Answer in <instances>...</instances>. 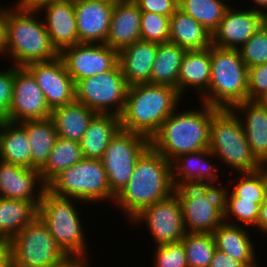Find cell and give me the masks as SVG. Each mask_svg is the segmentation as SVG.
I'll use <instances>...</instances> for the list:
<instances>
[{"label":"cell","instance_id":"cell-54","mask_svg":"<svg viewBox=\"0 0 267 267\" xmlns=\"http://www.w3.org/2000/svg\"><path fill=\"white\" fill-rule=\"evenodd\" d=\"M100 1L116 2V1H119V0H100Z\"/></svg>","mask_w":267,"mask_h":267},{"label":"cell","instance_id":"cell-50","mask_svg":"<svg viewBox=\"0 0 267 267\" xmlns=\"http://www.w3.org/2000/svg\"><path fill=\"white\" fill-rule=\"evenodd\" d=\"M24 6L31 8V9H38L40 6L50 3V2H57V1H64V0H19Z\"/></svg>","mask_w":267,"mask_h":267},{"label":"cell","instance_id":"cell-12","mask_svg":"<svg viewBox=\"0 0 267 267\" xmlns=\"http://www.w3.org/2000/svg\"><path fill=\"white\" fill-rule=\"evenodd\" d=\"M149 147L150 140L145 136L124 130L109 142L101 161L115 197L127 185L138 158Z\"/></svg>","mask_w":267,"mask_h":267},{"label":"cell","instance_id":"cell-9","mask_svg":"<svg viewBox=\"0 0 267 267\" xmlns=\"http://www.w3.org/2000/svg\"><path fill=\"white\" fill-rule=\"evenodd\" d=\"M47 189L59 197L75 198L81 202L115 201L101 159L83 158L63 170L47 185Z\"/></svg>","mask_w":267,"mask_h":267},{"label":"cell","instance_id":"cell-8","mask_svg":"<svg viewBox=\"0 0 267 267\" xmlns=\"http://www.w3.org/2000/svg\"><path fill=\"white\" fill-rule=\"evenodd\" d=\"M75 201L81 200L59 197L46 189L38 206V217L66 255L87 256L88 245Z\"/></svg>","mask_w":267,"mask_h":267},{"label":"cell","instance_id":"cell-40","mask_svg":"<svg viewBox=\"0 0 267 267\" xmlns=\"http://www.w3.org/2000/svg\"><path fill=\"white\" fill-rule=\"evenodd\" d=\"M238 50L247 68L267 63V20Z\"/></svg>","mask_w":267,"mask_h":267},{"label":"cell","instance_id":"cell-6","mask_svg":"<svg viewBox=\"0 0 267 267\" xmlns=\"http://www.w3.org/2000/svg\"><path fill=\"white\" fill-rule=\"evenodd\" d=\"M209 150L232 168L230 172L251 173L264 167L253 154L240 117L232 109H219L213 115Z\"/></svg>","mask_w":267,"mask_h":267},{"label":"cell","instance_id":"cell-53","mask_svg":"<svg viewBox=\"0 0 267 267\" xmlns=\"http://www.w3.org/2000/svg\"><path fill=\"white\" fill-rule=\"evenodd\" d=\"M243 267H262L259 265V263H257L256 261L250 265H246V266H243Z\"/></svg>","mask_w":267,"mask_h":267},{"label":"cell","instance_id":"cell-21","mask_svg":"<svg viewBox=\"0 0 267 267\" xmlns=\"http://www.w3.org/2000/svg\"><path fill=\"white\" fill-rule=\"evenodd\" d=\"M209 158L215 160V155L209 148L176 157L171 162L174 188L201 183H218L219 167L217 166L219 165L211 163Z\"/></svg>","mask_w":267,"mask_h":267},{"label":"cell","instance_id":"cell-14","mask_svg":"<svg viewBox=\"0 0 267 267\" xmlns=\"http://www.w3.org/2000/svg\"><path fill=\"white\" fill-rule=\"evenodd\" d=\"M44 93L25 66H14L13 95L6 121L44 120L51 116Z\"/></svg>","mask_w":267,"mask_h":267},{"label":"cell","instance_id":"cell-15","mask_svg":"<svg viewBox=\"0 0 267 267\" xmlns=\"http://www.w3.org/2000/svg\"><path fill=\"white\" fill-rule=\"evenodd\" d=\"M59 56L75 84L81 79L107 72L118 63V52L98 43H77L64 48Z\"/></svg>","mask_w":267,"mask_h":267},{"label":"cell","instance_id":"cell-49","mask_svg":"<svg viewBox=\"0 0 267 267\" xmlns=\"http://www.w3.org/2000/svg\"><path fill=\"white\" fill-rule=\"evenodd\" d=\"M0 267H13L12 252L6 243H0Z\"/></svg>","mask_w":267,"mask_h":267},{"label":"cell","instance_id":"cell-24","mask_svg":"<svg viewBox=\"0 0 267 267\" xmlns=\"http://www.w3.org/2000/svg\"><path fill=\"white\" fill-rule=\"evenodd\" d=\"M232 110L240 117L253 154L267 166V108L258 101L246 100L236 104Z\"/></svg>","mask_w":267,"mask_h":267},{"label":"cell","instance_id":"cell-46","mask_svg":"<svg viewBox=\"0 0 267 267\" xmlns=\"http://www.w3.org/2000/svg\"><path fill=\"white\" fill-rule=\"evenodd\" d=\"M87 256L66 255L62 260L51 267H89Z\"/></svg>","mask_w":267,"mask_h":267},{"label":"cell","instance_id":"cell-5","mask_svg":"<svg viewBox=\"0 0 267 267\" xmlns=\"http://www.w3.org/2000/svg\"><path fill=\"white\" fill-rule=\"evenodd\" d=\"M211 78L200 102L218 109H232L248 100V68L239 50L210 46Z\"/></svg>","mask_w":267,"mask_h":267},{"label":"cell","instance_id":"cell-35","mask_svg":"<svg viewBox=\"0 0 267 267\" xmlns=\"http://www.w3.org/2000/svg\"><path fill=\"white\" fill-rule=\"evenodd\" d=\"M178 8L192 16L211 34L230 7L225 0H178Z\"/></svg>","mask_w":267,"mask_h":267},{"label":"cell","instance_id":"cell-45","mask_svg":"<svg viewBox=\"0 0 267 267\" xmlns=\"http://www.w3.org/2000/svg\"><path fill=\"white\" fill-rule=\"evenodd\" d=\"M244 265L234 260L231 256L216 249L209 267H243Z\"/></svg>","mask_w":267,"mask_h":267},{"label":"cell","instance_id":"cell-20","mask_svg":"<svg viewBox=\"0 0 267 267\" xmlns=\"http://www.w3.org/2000/svg\"><path fill=\"white\" fill-rule=\"evenodd\" d=\"M37 11H46L43 22L52 45L59 53L64 48L79 43L74 0L50 2L40 6Z\"/></svg>","mask_w":267,"mask_h":267},{"label":"cell","instance_id":"cell-28","mask_svg":"<svg viewBox=\"0 0 267 267\" xmlns=\"http://www.w3.org/2000/svg\"><path fill=\"white\" fill-rule=\"evenodd\" d=\"M169 42L186 51L203 50L212 45L211 33L179 8L170 17Z\"/></svg>","mask_w":267,"mask_h":267},{"label":"cell","instance_id":"cell-39","mask_svg":"<svg viewBox=\"0 0 267 267\" xmlns=\"http://www.w3.org/2000/svg\"><path fill=\"white\" fill-rule=\"evenodd\" d=\"M170 17L154 12H142L140 21L141 40L157 44L169 42Z\"/></svg>","mask_w":267,"mask_h":267},{"label":"cell","instance_id":"cell-13","mask_svg":"<svg viewBox=\"0 0 267 267\" xmlns=\"http://www.w3.org/2000/svg\"><path fill=\"white\" fill-rule=\"evenodd\" d=\"M130 222L138 225L144 222L156 245L179 243L187 233L182 204L175 192L146 207Z\"/></svg>","mask_w":267,"mask_h":267},{"label":"cell","instance_id":"cell-1","mask_svg":"<svg viewBox=\"0 0 267 267\" xmlns=\"http://www.w3.org/2000/svg\"><path fill=\"white\" fill-rule=\"evenodd\" d=\"M171 162L151 146L138 158L127 185L116 195L114 205L128 221L146 207L174 193Z\"/></svg>","mask_w":267,"mask_h":267},{"label":"cell","instance_id":"cell-36","mask_svg":"<svg viewBox=\"0 0 267 267\" xmlns=\"http://www.w3.org/2000/svg\"><path fill=\"white\" fill-rule=\"evenodd\" d=\"M184 245L188 267H209L216 250L213 233H186Z\"/></svg>","mask_w":267,"mask_h":267},{"label":"cell","instance_id":"cell-30","mask_svg":"<svg viewBox=\"0 0 267 267\" xmlns=\"http://www.w3.org/2000/svg\"><path fill=\"white\" fill-rule=\"evenodd\" d=\"M0 160L31 169V148L19 123L0 121Z\"/></svg>","mask_w":267,"mask_h":267},{"label":"cell","instance_id":"cell-10","mask_svg":"<svg viewBox=\"0 0 267 267\" xmlns=\"http://www.w3.org/2000/svg\"><path fill=\"white\" fill-rule=\"evenodd\" d=\"M6 244L13 267H51L66 256L38 216Z\"/></svg>","mask_w":267,"mask_h":267},{"label":"cell","instance_id":"cell-41","mask_svg":"<svg viewBox=\"0 0 267 267\" xmlns=\"http://www.w3.org/2000/svg\"><path fill=\"white\" fill-rule=\"evenodd\" d=\"M154 267H188L182 242L155 245Z\"/></svg>","mask_w":267,"mask_h":267},{"label":"cell","instance_id":"cell-52","mask_svg":"<svg viewBox=\"0 0 267 267\" xmlns=\"http://www.w3.org/2000/svg\"><path fill=\"white\" fill-rule=\"evenodd\" d=\"M263 107L267 108V92L257 100Z\"/></svg>","mask_w":267,"mask_h":267},{"label":"cell","instance_id":"cell-22","mask_svg":"<svg viewBox=\"0 0 267 267\" xmlns=\"http://www.w3.org/2000/svg\"><path fill=\"white\" fill-rule=\"evenodd\" d=\"M141 13L133 0L116 1L105 44L120 52L123 48L140 40Z\"/></svg>","mask_w":267,"mask_h":267},{"label":"cell","instance_id":"cell-23","mask_svg":"<svg viewBox=\"0 0 267 267\" xmlns=\"http://www.w3.org/2000/svg\"><path fill=\"white\" fill-rule=\"evenodd\" d=\"M158 44L138 40L118 52V63L128 86L150 84Z\"/></svg>","mask_w":267,"mask_h":267},{"label":"cell","instance_id":"cell-37","mask_svg":"<svg viewBox=\"0 0 267 267\" xmlns=\"http://www.w3.org/2000/svg\"><path fill=\"white\" fill-rule=\"evenodd\" d=\"M231 192L238 198L254 203H263L267 197V166L251 172L241 173Z\"/></svg>","mask_w":267,"mask_h":267},{"label":"cell","instance_id":"cell-19","mask_svg":"<svg viewBox=\"0 0 267 267\" xmlns=\"http://www.w3.org/2000/svg\"><path fill=\"white\" fill-rule=\"evenodd\" d=\"M115 2L74 0L79 43L105 44Z\"/></svg>","mask_w":267,"mask_h":267},{"label":"cell","instance_id":"cell-38","mask_svg":"<svg viewBox=\"0 0 267 267\" xmlns=\"http://www.w3.org/2000/svg\"><path fill=\"white\" fill-rule=\"evenodd\" d=\"M261 204L262 203L242 200L236 197L232 192H228L227 206L223 215V221L239 226H252V229H254V226L256 228L258 222ZM228 219L231 220V222ZM232 220H235V222H232Z\"/></svg>","mask_w":267,"mask_h":267},{"label":"cell","instance_id":"cell-16","mask_svg":"<svg viewBox=\"0 0 267 267\" xmlns=\"http://www.w3.org/2000/svg\"><path fill=\"white\" fill-rule=\"evenodd\" d=\"M25 67L35 77L51 110L76 101L75 82L60 56L51 61L32 62Z\"/></svg>","mask_w":267,"mask_h":267},{"label":"cell","instance_id":"cell-48","mask_svg":"<svg viewBox=\"0 0 267 267\" xmlns=\"http://www.w3.org/2000/svg\"><path fill=\"white\" fill-rule=\"evenodd\" d=\"M256 228V230H259L263 233V235L267 236V197L260 205L259 218Z\"/></svg>","mask_w":267,"mask_h":267},{"label":"cell","instance_id":"cell-32","mask_svg":"<svg viewBox=\"0 0 267 267\" xmlns=\"http://www.w3.org/2000/svg\"><path fill=\"white\" fill-rule=\"evenodd\" d=\"M27 132L31 148V169L40 170L48 160L58 138L53 121L44 120L24 121L19 123Z\"/></svg>","mask_w":267,"mask_h":267},{"label":"cell","instance_id":"cell-51","mask_svg":"<svg viewBox=\"0 0 267 267\" xmlns=\"http://www.w3.org/2000/svg\"><path fill=\"white\" fill-rule=\"evenodd\" d=\"M254 4L257 5V8H252V10H255L259 13H261L266 19H267V0H252ZM263 10H262V9Z\"/></svg>","mask_w":267,"mask_h":267},{"label":"cell","instance_id":"cell-31","mask_svg":"<svg viewBox=\"0 0 267 267\" xmlns=\"http://www.w3.org/2000/svg\"><path fill=\"white\" fill-rule=\"evenodd\" d=\"M37 216L34 202L0 197V243H7Z\"/></svg>","mask_w":267,"mask_h":267},{"label":"cell","instance_id":"cell-47","mask_svg":"<svg viewBox=\"0 0 267 267\" xmlns=\"http://www.w3.org/2000/svg\"><path fill=\"white\" fill-rule=\"evenodd\" d=\"M7 44V7L0 6V56Z\"/></svg>","mask_w":267,"mask_h":267},{"label":"cell","instance_id":"cell-2","mask_svg":"<svg viewBox=\"0 0 267 267\" xmlns=\"http://www.w3.org/2000/svg\"><path fill=\"white\" fill-rule=\"evenodd\" d=\"M182 98L177 89L169 85L145 83L128 86L120 115L121 130L138 133L150 140L178 108Z\"/></svg>","mask_w":267,"mask_h":267},{"label":"cell","instance_id":"cell-25","mask_svg":"<svg viewBox=\"0 0 267 267\" xmlns=\"http://www.w3.org/2000/svg\"><path fill=\"white\" fill-rule=\"evenodd\" d=\"M248 227L222 222L213 232L216 249L241 262L244 266L257 261L255 243Z\"/></svg>","mask_w":267,"mask_h":267},{"label":"cell","instance_id":"cell-18","mask_svg":"<svg viewBox=\"0 0 267 267\" xmlns=\"http://www.w3.org/2000/svg\"><path fill=\"white\" fill-rule=\"evenodd\" d=\"M46 189L47 185L42 181L38 169H29L0 160L1 198L30 201L39 206Z\"/></svg>","mask_w":267,"mask_h":267},{"label":"cell","instance_id":"cell-11","mask_svg":"<svg viewBox=\"0 0 267 267\" xmlns=\"http://www.w3.org/2000/svg\"><path fill=\"white\" fill-rule=\"evenodd\" d=\"M75 90L76 101L96 113L120 116L124 109L128 85L117 63L107 72L79 80L75 84Z\"/></svg>","mask_w":267,"mask_h":267},{"label":"cell","instance_id":"cell-43","mask_svg":"<svg viewBox=\"0 0 267 267\" xmlns=\"http://www.w3.org/2000/svg\"><path fill=\"white\" fill-rule=\"evenodd\" d=\"M14 82V65L0 70V121L7 118L12 101Z\"/></svg>","mask_w":267,"mask_h":267},{"label":"cell","instance_id":"cell-34","mask_svg":"<svg viewBox=\"0 0 267 267\" xmlns=\"http://www.w3.org/2000/svg\"><path fill=\"white\" fill-rule=\"evenodd\" d=\"M79 142L58 137L45 165L39 170L42 181L48 185L63 170L83 159Z\"/></svg>","mask_w":267,"mask_h":267},{"label":"cell","instance_id":"cell-4","mask_svg":"<svg viewBox=\"0 0 267 267\" xmlns=\"http://www.w3.org/2000/svg\"><path fill=\"white\" fill-rule=\"evenodd\" d=\"M38 13L20 1L7 9V44L1 56L12 59L11 65L26 66L59 56Z\"/></svg>","mask_w":267,"mask_h":267},{"label":"cell","instance_id":"cell-17","mask_svg":"<svg viewBox=\"0 0 267 267\" xmlns=\"http://www.w3.org/2000/svg\"><path fill=\"white\" fill-rule=\"evenodd\" d=\"M267 19L250 9L229 7L222 20L211 34L213 46L240 49Z\"/></svg>","mask_w":267,"mask_h":267},{"label":"cell","instance_id":"cell-42","mask_svg":"<svg viewBox=\"0 0 267 267\" xmlns=\"http://www.w3.org/2000/svg\"><path fill=\"white\" fill-rule=\"evenodd\" d=\"M248 100L257 101L267 92V63L248 68Z\"/></svg>","mask_w":267,"mask_h":267},{"label":"cell","instance_id":"cell-26","mask_svg":"<svg viewBox=\"0 0 267 267\" xmlns=\"http://www.w3.org/2000/svg\"><path fill=\"white\" fill-rule=\"evenodd\" d=\"M211 78L210 47L186 51L178 75V93L182 97L186 89L193 87L200 97L209 88Z\"/></svg>","mask_w":267,"mask_h":267},{"label":"cell","instance_id":"cell-7","mask_svg":"<svg viewBox=\"0 0 267 267\" xmlns=\"http://www.w3.org/2000/svg\"><path fill=\"white\" fill-rule=\"evenodd\" d=\"M216 183L177 187L174 192L182 204L187 233H213L223 222L228 191Z\"/></svg>","mask_w":267,"mask_h":267},{"label":"cell","instance_id":"cell-27","mask_svg":"<svg viewBox=\"0 0 267 267\" xmlns=\"http://www.w3.org/2000/svg\"><path fill=\"white\" fill-rule=\"evenodd\" d=\"M120 130V116L97 113L79 142L83 157L101 159L109 142Z\"/></svg>","mask_w":267,"mask_h":267},{"label":"cell","instance_id":"cell-29","mask_svg":"<svg viewBox=\"0 0 267 267\" xmlns=\"http://www.w3.org/2000/svg\"><path fill=\"white\" fill-rule=\"evenodd\" d=\"M97 113L86 105L74 101L51 111L50 119L55 125L58 137L80 142L90 121Z\"/></svg>","mask_w":267,"mask_h":267},{"label":"cell","instance_id":"cell-3","mask_svg":"<svg viewBox=\"0 0 267 267\" xmlns=\"http://www.w3.org/2000/svg\"><path fill=\"white\" fill-rule=\"evenodd\" d=\"M200 103V109L180 112L177 108L150 139V146L168 161L209 148L211 120L219 109Z\"/></svg>","mask_w":267,"mask_h":267},{"label":"cell","instance_id":"cell-44","mask_svg":"<svg viewBox=\"0 0 267 267\" xmlns=\"http://www.w3.org/2000/svg\"><path fill=\"white\" fill-rule=\"evenodd\" d=\"M141 12H154L171 17L178 9V0H133Z\"/></svg>","mask_w":267,"mask_h":267},{"label":"cell","instance_id":"cell-33","mask_svg":"<svg viewBox=\"0 0 267 267\" xmlns=\"http://www.w3.org/2000/svg\"><path fill=\"white\" fill-rule=\"evenodd\" d=\"M185 52L171 42L158 44L150 84L169 85L178 91V75Z\"/></svg>","mask_w":267,"mask_h":267}]
</instances>
